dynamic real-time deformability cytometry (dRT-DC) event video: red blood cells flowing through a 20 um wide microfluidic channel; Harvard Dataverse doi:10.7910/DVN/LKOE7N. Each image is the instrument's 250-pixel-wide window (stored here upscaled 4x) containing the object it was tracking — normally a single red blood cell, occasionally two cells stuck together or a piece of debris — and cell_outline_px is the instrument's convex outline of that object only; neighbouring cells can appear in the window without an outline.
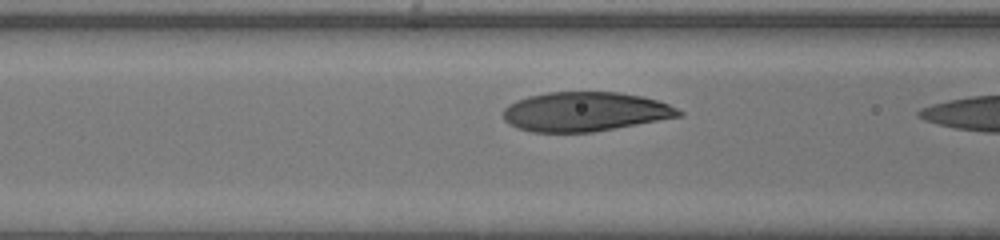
{"species": "human", "species_latin": "Homo sapiens", "temperature_condition": "warm", "stored_images_in_passage": 8, "camera_frame_rate_fps": 3000, "um_per_image_px": 0.085, "donor": {"sex": "male"}, "frame": {"image": 1, "passage_image": 7, "time_ms": 2.0, "image_size_px": [1000, 240], "cell_outline_px": [[684, 116], [592, 132], [532, 132], [516, 128], [508, 124], [504, 120], [504, 108], [508, 104], [516, 100], [528, 96], [548, 92], [616, 92], [644, 96], [668, 104], [684, 112]], "centroid_in_image_um": [49.72, 9.49], "position_along_channel_um": 116.9, "area_um2": 40.4}}